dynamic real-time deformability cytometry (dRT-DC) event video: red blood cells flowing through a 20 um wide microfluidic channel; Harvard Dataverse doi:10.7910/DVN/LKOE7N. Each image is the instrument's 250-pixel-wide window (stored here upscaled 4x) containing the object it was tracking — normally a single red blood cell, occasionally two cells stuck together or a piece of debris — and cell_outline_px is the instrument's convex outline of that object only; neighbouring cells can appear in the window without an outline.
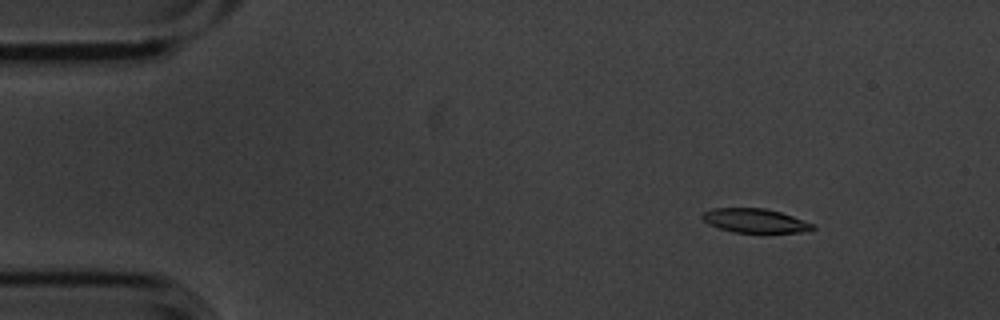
{"species": "common noctule bat (a hibernating species)", "species_latin": "Nyctalus noctula", "temperature_condition": "cold", "stored_images_in_passage": 5, "camera_frame_rate_fps": 3000, "um_per_image_px": 0.085, "animal": {"sex": "male", "body_mass_g": 20.1, "forearm_length_mm": 53.5}, "frame": {"image": 1, "passage_image": 2, "time_ms": 0.333, "image_size_px": [1000, 320], "cell_outline_px": [[816, 228], [812, 232], [764, 236], [760, 236], [732, 232], [708, 224], [700, 216], [704, 212], [712, 208], [764, 208], [780, 212], [816, 224]], "centroid_in_image_um": [64.3, 18.84], "position_along_channel_um": 20.7, "area_um2": 16.76}}
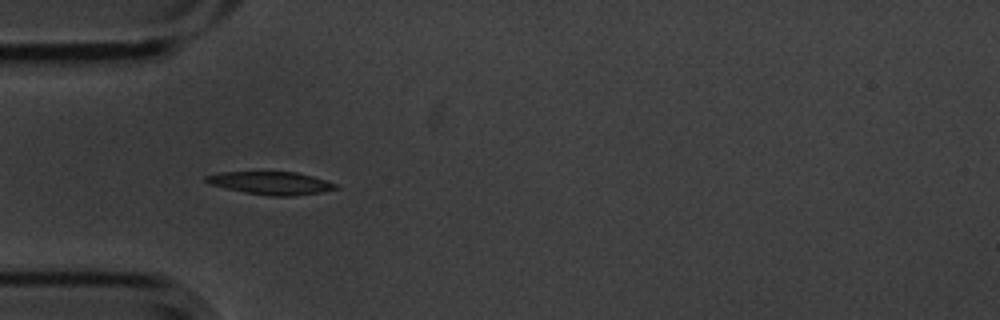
{"frame": {"image": 2, "passage_image": 4, "time_ms": 1.0, "image_size_px": [1000, 320], "cell_outline_px": [[340, 188], [320, 192], [292, 196], [272, 196], [244, 192], [212, 184], [204, 180], [204, 176], [220, 172], [296, 172], [312, 176], [336, 184]], "centroid_in_image_um": [23.04, 15.56], "position_along_channel_um": 62.0, "area_um2": 16.99}}
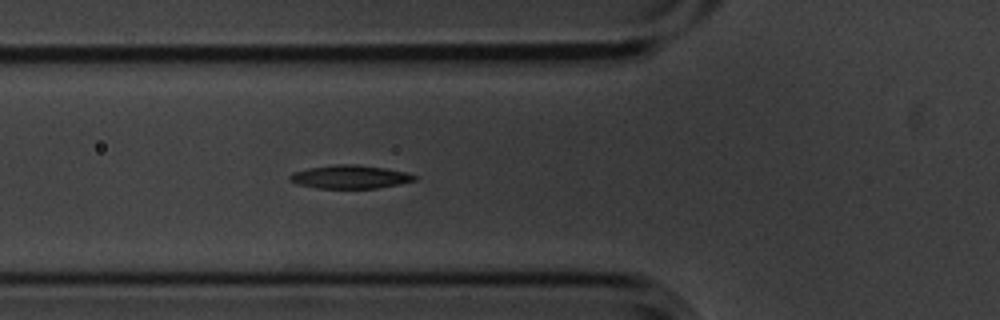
{"frame": {"image": 3, "passage_image": 5, "time_ms": 1.333, "image_size_px": [1000, 320], "cell_outline_px": [[420, 176], [416, 180], [400, 184], [376, 188], [316, 188], [296, 184], [288, 180], [288, 176], [292, 172], [308, 168], [336, 164], [356, 164], [384, 168], [408, 172]], "centroid_in_image_um": [29.76, 15.03], "position_along_channel_um": 96.0, "area_um2": 17.22}}